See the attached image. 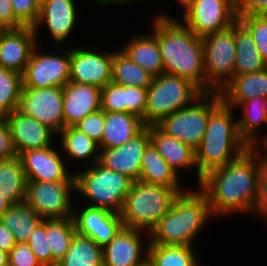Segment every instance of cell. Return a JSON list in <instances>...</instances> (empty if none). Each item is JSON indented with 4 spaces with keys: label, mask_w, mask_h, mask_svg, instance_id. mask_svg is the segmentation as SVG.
<instances>
[{
    "label": "cell",
    "mask_w": 267,
    "mask_h": 266,
    "mask_svg": "<svg viewBox=\"0 0 267 266\" xmlns=\"http://www.w3.org/2000/svg\"><path fill=\"white\" fill-rule=\"evenodd\" d=\"M261 166L258 156L248 148L235 160L202 177L197 187L207 196L214 219L237 213L251 215Z\"/></svg>",
    "instance_id": "1"
},
{
    "label": "cell",
    "mask_w": 267,
    "mask_h": 266,
    "mask_svg": "<svg viewBox=\"0 0 267 266\" xmlns=\"http://www.w3.org/2000/svg\"><path fill=\"white\" fill-rule=\"evenodd\" d=\"M174 16L162 12L151 18V32L157 39L164 73L187 79L205 93L202 37Z\"/></svg>",
    "instance_id": "2"
},
{
    "label": "cell",
    "mask_w": 267,
    "mask_h": 266,
    "mask_svg": "<svg viewBox=\"0 0 267 266\" xmlns=\"http://www.w3.org/2000/svg\"><path fill=\"white\" fill-rule=\"evenodd\" d=\"M193 189L189 187L175 198L170 209L150 232L149 244L195 245L197 235L202 233L209 219L214 217L207 196L199 188Z\"/></svg>",
    "instance_id": "3"
},
{
    "label": "cell",
    "mask_w": 267,
    "mask_h": 266,
    "mask_svg": "<svg viewBox=\"0 0 267 266\" xmlns=\"http://www.w3.org/2000/svg\"><path fill=\"white\" fill-rule=\"evenodd\" d=\"M234 110L221 101L210 112L204 136L195 149L197 173L201 177L235 160L249 148L239 135Z\"/></svg>",
    "instance_id": "4"
},
{
    "label": "cell",
    "mask_w": 267,
    "mask_h": 266,
    "mask_svg": "<svg viewBox=\"0 0 267 266\" xmlns=\"http://www.w3.org/2000/svg\"><path fill=\"white\" fill-rule=\"evenodd\" d=\"M75 170V196L87 199L85 202L83 200V205L120 213L133 180L104 167L99 162L89 167H82V170L79 168Z\"/></svg>",
    "instance_id": "5"
},
{
    "label": "cell",
    "mask_w": 267,
    "mask_h": 266,
    "mask_svg": "<svg viewBox=\"0 0 267 266\" xmlns=\"http://www.w3.org/2000/svg\"><path fill=\"white\" fill-rule=\"evenodd\" d=\"M178 195L172 188L140 180L133 182L119 213L123 227L150 234Z\"/></svg>",
    "instance_id": "6"
},
{
    "label": "cell",
    "mask_w": 267,
    "mask_h": 266,
    "mask_svg": "<svg viewBox=\"0 0 267 266\" xmlns=\"http://www.w3.org/2000/svg\"><path fill=\"white\" fill-rule=\"evenodd\" d=\"M203 92L191 81L163 73L153 77L147 88L145 126L158 124L163 118L186 108Z\"/></svg>",
    "instance_id": "7"
},
{
    "label": "cell",
    "mask_w": 267,
    "mask_h": 266,
    "mask_svg": "<svg viewBox=\"0 0 267 266\" xmlns=\"http://www.w3.org/2000/svg\"><path fill=\"white\" fill-rule=\"evenodd\" d=\"M221 101L219 92L203 93L191 105L163 118L156 126L195 150L204 136L210 112Z\"/></svg>",
    "instance_id": "8"
},
{
    "label": "cell",
    "mask_w": 267,
    "mask_h": 266,
    "mask_svg": "<svg viewBox=\"0 0 267 266\" xmlns=\"http://www.w3.org/2000/svg\"><path fill=\"white\" fill-rule=\"evenodd\" d=\"M204 47L205 93L220 92L235 76L236 45L234 24L202 37Z\"/></svg>",
    "instance_id": "9"
},
{
    "label": "cell",
    "mask_w": 267,
    "mask_h": 266,
    "mask_svg": "<svg viewBox=\"0 0 267 266\" xmlns=\"http://www.w3.org/2000/svg\"><path fill=\"white\" fill-rule=\"evenodd\" d=\"M54 47L55 53L45 52L37 44L22 74V88L64 87L70 81V47Z\"/></svg>",
    "instance_id": "10"
},
{
    "label": "cell",
    "mask_w": 267,
    "mask_h": 266,
    "mask_svg": "<svg viewBox=\"0 0 267 266\" xmlns=\"http://www.w3.org/2000/svg\"><path fill=\"white\" fill-rule=\"evenodd\" d=\"M75 181L43 182L27 180L24 202L42 219L72 217Z\"/></svg>",
    "instance_id": "11"
},
{
    "label": "cell",
    "mask_w": 267,
    "mask_h": 266,
    "mask_svg": "<svg viewBox=\"0 0 267 266\" xmlns=\"http://www.w3.org/2000/svg\"><path fill=\"white\" fill-rule=\"evenodd\" d=\"M179 7L180 21L199 37L223 31L238 20L234 0H186Z\"/></svg>",
    "instance_id": "12"
},
{
    "label": "cell",
    "mask_w": 267,
    "mask_h": 266,
    "mask_svg": "<svg viewBox=\"0 0 267 266\" xmlns=\"http://www.w3.org/2000/svg\"><path fill=\"white\" fill-rule=\"evenodd\" d=\"M16 110L37 119L57 135L64 129L63 87L22 88Z\"/></svg>",
    "instance_id": "13"
},
{
    "label": "cell",
    "mask_w": 267,
    "mask_h": 266,
    "mask_svg": "<svg viewBox=\"0 0 267 266\" xmlns=\"http://www.w3.org/2000/svg\"><path fill=\"white\" fill-rule=\"evenodd\" d=\"M85 46L70 48V81L103 88L112 82L113 51Z\"/></svg>",
    "instance_id": "14"
},
{
    "label": "cell",
    "mask_w": 267,
    "mask_h": 266,
    "mask_svg": "<svg viewBox=\"0 0 267 266\" xmlns=\"http://www.w3.org/2000/svg\"><path fill=\"white\" fill-rule=\"evenodd\" d=\"M75 0H48L40 6L39 17L34 31L39 43V31L45 26V32L53 41L54 46H66L65 42L74 35L79 25V9ZM55 42V43H54ZM64 44V45H63Z\"/></svg>",
    "instance_id": "15"
},
{
    "label": "cell",
    "mask_w": 267,
    "mask_h": 266,
    "mask_svg": "<svg viewBox=\"0 0 267 266\" xmlns=\"http://www.w3.org/2000/svg\"><path fill=\"white\" fill-rule=\"evenodd\" d=\"M58 146L57 144V149L54 145L24 151L19 155L27 180L43 182L75 181V170L70 171L73 166L67 165L66 159Z\"/></svg>",
    "instance_id": "16"
},
{
    "label": "cell",
    "mask_w": 267,
    "mask_h": 266,
    "mask_svg": "<svg viewBox=\"0 0 267 266\" xmlns=\"http://www.w3.org/2000/svg\"><path fill=\"white\" fill-rule=\"evenodd\" d=\"M149 242V233L122 227L117 235L102 247L103 266H141L148 259Z\"/></svg>",
    "instance_id": "17"
},
{
    "label": "cell",
    "mask_w": 267,
    "mask_h": 266,
    "mask_svg": "<svg viewBox=\"0 0 267 266\" xmlns=\"http://www.w3.org/2000/svg\"><path fill=\"white\" fill-rule=\"evenodd\" d=\"M81 207H76L74 203L72 218L76 233L91 238L99 246L104 247L122 229L118 213L88 205Z\"/></svg>",
    "instance_id": "18"
},
{
    "label": "cell",
    "mask_w": 267,
    "mask_h": 266,
    "mask_svg": "<svg viewBox=\"0 0 267 266\" xmlns=\"http://www.w3.org/2000/svg\"><path fill=\"white\" fill-rule=\"evenodd\" d=\"M150 143V126H146L125 144L110 149H100L98 162L112 171L126 175L134 182L138 181L141 160Z\"/></svg>",
    "instance_id": "19"
},
{
    "label": "cell",
    "mask_w": 267,
    "mask_h": 266,
    "mask_svg": "<svg viewBox=\"0 0 267 266\" xmlns=\"http://www.w3.org/2000/svg\"><path fill=\"white\" fill-rule=\"evenodd\" d=\"M9 125L13 148L19 156L24 151L56 145L57 135L37 119L17 110L5 116ZM55 140V141H54Z\"/></svg>",
    "instance_id": "20"
},
{
    "label": "cell",
    "mask_w": 267,
    "mask_h": 266,
    "mask_svg": "<svg viewBox=\"0 0 267 266\" xmlns=\"http://www.w3.org/2000/svg\"><path fill=\"white\" fill-rule=\"evenodd\" d=\"M37 44L33 27L5 29L0 35V67L23 74Z\"/></svg>",
    "instance_id": "21"
},
{
    "label": "cell",
    "mask_w": 267,
    "mask_h": 266,
    "mask_svg": "<svg viewBox=\"0 0 267 266\" xmlns=\"http://www.w3.org/2000/svg\"><path fill=\"white\" fill-rule=\"evenodd\" d=\"M101 109V88L69 81L63 87L64 128Z\"/></svg>",
    "instance_id": "22"
},
{
    "label": "cell",
    "mask_w": 267,
    "mask_h": 266,
    "mask_svg": "<svg viewBox=\"0 0 267 266\" xmlns=\"http://www.w3.org/2000/svg\"><path fill=\"white\" fill-rule=\"evenodd\" d=\"M147 88L124 86L109 82L101 88V109L105 112L131 113L145 125Z\"/></svg>",
    "instance_id": "23"
},
{
    "label": "cell",
    "mask_w": 267,
    "mask_h": 266,
    "mask_svg": "<svg viewBox=\"0 0 267 266\" xmlns=\"http://www.w3.org/2000/svg\"><path fill=\"white\" fill-rule=\"evenodd\" d=\"M150 138L158 153L179 176L182 169L189 170L192 168V171L195 168L197 183L200 184L202 177L197 173L195 150L190 145L166 135L156 125L150 126Z\"/></svg>",
    "instance_id": "24"
},
{
    "label": "cell",
    "mask_w": 267,
    "mask_h": 266,
    "mask_svg": "<svg viewBox=\"0 0 267 266\" xmlns=\"http://www.w3.org/2000/svg\"><path fill=\"white\" fill-rule=\"evenodd\" d=\"M222 101L236 110L248 99L267 98V67L250 74L235 75L219 92Z\"/></svg>",
    "instance_id": "25"
},
{
    "label": "cell",
    "mask_w": 267,
    "mask_h": 266,
    "mask_svg": "<svg viewBox=\"0 0 267 266\" xmlns=\"http://www.w3.org/2000/svg\"><path fill=\"white\" fill-rule=\"evenodd\" d=\"M181 178L158 153L155 146L150 143L141 160L139 180L145 183L172 188L180 194L189 188L188 185L185 187L181 183Z\"/></svg>",
    "instance_id": "26"
},
{
    "label": "cell",
    "mask_w": 267,
    "mask_h": 266,
    "mask_svg": "<svg viewBox=\"0 0 267 266\" xmlns=\"http://www.w3.org/2000/svg\"><path fill=\"white\" fill-rule=\"evenodd\" d=\"M57 138L67 165L75 161V164L82 162L81 166L89 167L99 161V144L74 126L65 127L57 134Z\"/></svg>",
    "instance_id": "27"
},
{
    "label": "cell",
    "mask_w": 267,
    "mask_h": 266,
    "mask_svg": "<svg viewBox=\"0 0 267 266\" xmlns=\"http://www.w3.org/2000/svg\"><path fill=\"white\" fill-rule=\"evenodd\" d=\"M136 34L124 42L120 49L153 77L163 74L164 66L155 35L147 31L146 34Z\"/></svg>",
    "instance_id": "28"
},
{
    "label": "cell",
    "mask_w": 267,
    "mask_h": 266,
    "mask_svg": "<svg viewBox=\"0 0 267 266\" xmlns=\"http://www.w3.org/2000/svg\"><path fill=\"white\" fill-rule=\"evenodd\" d=\"M146 126L142 119L131 113L105 112L104 133L100 149L121 146L134 138Z\"/></svg>",
    "instance_id": "29"
},
{
    "label": "cell",
    "mask_w": 267,
    "mask_h": 266,
    "mask_svg": "<svg viewBox=\"0 0 267 266\" xmlns=\"http://www.w3.org/2000/svg\"><path fill=\"white\" fill-rule=\"evenodd\" d=\"M237 107H242L241 115L237 117L239 135L250 147L261 137V133L267 131V98L248 99Z\"/></svg>",
    "instance_id": "30"
},
{
    "label": "cell",
    "mask_w": 267,
    "mask_h": 266,
    "mask_svg": "<svg viewBox=\"0 0 267 266\" xmlns=\"http://www.w3.org/2000/svg\"><path fill=\"white\" fill-rule=\"evenodd\" d=\"M236 45L235 75L250 74L267 67L249 30L237 20L234 23Z\"/></svg>",
    "instance_id": "31"
},
{
    "label": "cell",
    "mask_w": 267,
    "mask_h": 266,
    "mask_svg": "<svg viewBox=\"0 0 267 266\" xmlns=\"http://www.w3.org/2000/svg\"><path fill=\"white\" fill-rule=\"evenodd\" d=\"M0 220L13 233L16 243H26L43 219L30 206L22 202L11 204Z\"/></svg>",
    "instance_id": "32"
},
{
    "label": "cell",
    "mask_w": 267,
    "mask_h": 266,
    "mask_svg": "<svg viewBox=\"0 0 267 266\" xmlns=\"http://www.w3.org/2000/svg\"><path fill=\"white\" fill-rule=\"evenodd\" d=\"M27 179L19 156L0 161V192L11 203L24 202Z\"/></svg>",
    "instance_id": "33"
},
{
    "label": "cell",
    "mask_w": 267,
    "mask_h": 266,
    "mask_svg": "<svg viewBox=\"0 0 267 266\" xmlns=\"http://www.w3.org/2000/svg\"><path fill=\"white\" fill-rule=\"evenodd\" d=\"M113 51L112 82L124 86L148 88L153 76L133 62L120 48Z\"/></svg>",
    "instance_id": "34"
},
{
    "label": "cell",
    "mask_w": 267,
    "mask_h": 266,
    "mask_svg": "<svg viewBox=\"0 0 267 266\" xmlns=\"http://www.w3.org/2000/svg\"><path fill=\"white\" fill-rule=\"evenodd\" d=\"M56 266H103V249L91 238L76 233Z\"/></svg>",
    "instance_id": "35"
},
{
    "label": "cell",
    "mask_w": 267,
    "mask_h": 266,
    "mask_svg": "<svg viewBox=\"0 0 267 266\" xmlns=\"http://www.w3.org/2000/svg\"><path fill=\"white\" fill-rule=\"evenodd\" d=\"M195 248L149 244L147 260L152 266H200Z\"/></svg>",
    "instance_id": "36"
},
{
    "label": "cell",
    "mask_w": 267,
    "mask_h": 266,
    "mask_svg": "<svg viewBox=\"0 0 267 266\" xmlns=\"http://www.w3.org/2000/svg\"><path fill=\"white\" fill-rule=\"evenodd\" d=\"M75 234V224L72 217L47 219V240L52 254V266H56L64 257Z\"/></svg>",
    "instance_id": "37"
},
{
    "label": "cell",
    "mask_w": 267,
    "mask_h": 266,
    "mask_svg": "<svg viewBox=\"0 0 267 266\" xmlns=\"http://www.w3.org/2000/svg\"><path fill=\"white\" fill-rule=\"evenodd\" d=\"M22 87L21 73L0 67V117L16 110Z\"/></svg>",
    "instance_id": "38"
},
{
    "label": "cell",
    "mask_w": 267,
    "mask_h": 266,
    "mask_svg": "<svg viewBox=\"0 0 267 266\" xmlns=\"http://www.w3.org/2000/svg\"><path fill=\"white\" fill-rule=\"evenodd\" d=\"M237 18L251 33L261 57L267 64V17L265 15H242Z\"/></svg>",
    "instance_id": "39"
},
{
    "label": "cell",
    "mask_w": 267,
    "mask_h": 266,
    "mask_svg": "<svg viewBox=\"0 0 267 266\" xmlns=\"http://www.w3.org/2000/svg\"><path fill=\"white\" fill-rule=\"evenodd\" d=\"M42 266H52V254L47 240V219H43L26 242Z\"/></svg>",
    "instance_id": "40"
},
{
    "label": "cell",
    "mask_w": 267,
    "mask_h": 266,
    "mask_svg": "<svg viewBox=\"0 0 267 266\" xmlns=\"http://www.w3.org/2000/svg\"><path fill=\"white\" fill-rule=\"evenodd\" d=\"M105 111L102 109L87 115L74 125L80 132L100 144L104 133Z\"/></svg>",
    "instance_id": "41"
},
{
    "label": "cell",
    "mask_w": 267,
    "mask_h": 266,
    "mask_svg": "<svg viewBox=\"0 0 267 266\" xmlns=\"http://www.w3.org/2000/svg\"><path fill=\"white\" fill-rule=\"evenodd\" d=\"M15 18L24 27H34L38 17L40 6L35 0H11Z\"/></svg>",
    "instance_id": "42"
},
{
    "label": "cell",
    "mask_w": 267,
    "mask_h": 266,
    "mask_svg": "<svg viewBox=\"0 0 267 266\" xmlns=\"http://www.w3.org/2000/svg\"><path fill=\"white\" fill-rule=\"evenodd\" d=\"M8 266H42L27 243H16L10 250Z\"/></svg>",
    "instance_id": "43"
},
{
    "label": "cell",
    "mask_w": 267,
    "mask_h": 266,
    "mask_svg": "<svg viewBox=\"0 0 267 266\" xmlns=\"http://www.w3.org/2000/svg\"><path fill=\"white\" fill-rule=\"evenodd\" d=\"M251 216L267 222V165L265 164H262L260 169L258 193Z\"/></svg>",
    "instance_id": "44"
},
{
    "label": "cell",
    "mask_w": 267,
    "mask_h": 266,
    "mask_svg": "<svg viewBox=\"0 0 267 266\" xmlns=\"http://www.w3.org/2000/svg\"><path fill=\"white\" fill-rule=\"evenodd\" d=\"M237 16L266 15L267 0H234Z\"/></svg>",
    "instance_id": "45"
},
{
    "label": "cell",
    "mask_w": 267,
    "mask_h": 266,
    "mask_svg": "<svg viewBox=\"0 0 267 266\" xmlns=\"http://www.w3.org/2000/svg\"><path fill=\"white\" fill-rule=\"evenodd\" d=\"M17 156L12 143L9 125L5 117H0V161Z\"/></svg>",
    "instance_id": "46"
},
{
    "label": "cell",
    "mask_w": 267,
    "mask_h": 266,
    "mask_svg": "<svg viewBox=\"0 0 267 266\" xmlns=\"http://www.w3.org/2000/svg\"><path fill=\"white\" fill-rule=\"evenodd\" d=\"M0 24L5 29H19L24 27L15 18L11 0H0Z\"/></svg>",
    "instance_id": "47"
},
{
    "label": "cell",
    "mask_w": 267,
    "mask_h": 266,
    "mask_svg": "<svg viewBox=\"0 0 267 266\" xmlns=\"http://www.w3.org/2000/svg\"><path fill=\"white\" fill-rule=\"evenodd\" d=\"M15 245L13 233L0 220V250L9 253Z\"/></svg>",
    "instance_id": "48"
},
{
    "label": "cell",
    "mask_w": 267,
    "mask_h": 266,
    "mask_svg": "<svg viewBox=\"0 0 267 266\" xmlns=\"http://www.w3.org/2000/svg\"><path fill=\"white\" fill-rule=\"evenodd\" d=\"M252 151L258 156L259 161L262 164L267 165V133L261 135V137L255 141L250 147ZM264 149V150H263Z\"/></svg>",
    "instance_id": "49"
},
{
    "label": "cell",
    "mask_w": 267,
    "mask_h": 266,
    "mask_svg": "<svg viewBox=\"0 0 267 266\" xmlns=\"http://www.w3.org/2000/svg\"><path fill=\"white\" fill-rule=\"evenodd\" d=\"M137 1L138 0L136 1L135 0H92L91 2L97 3L96 6L101 5L102 7L103 6L105 7V5L107 7L111 5H114V6L118 5L119 7L127 5V7H130L128 5L135 4L137 3Z\"/></svg>",
    "instance_id": "50"
},
{
    "label": "cell",
    "mask_w": 267,
    "mask_h": 266,
    "mask_svg": "<svg viewBox=\"0 0 267 266\" xmlns=\"http://www.w3.org/2000/svg\"><path fill=\"white\" fill-rule=\"evenodd\" d=\"M11 203L0 192V217L8 209Z\"/></svg>",
    "instance_id": "51"
},
{
    "label": "cell",
    "mask_w": 267,
    "mask_h": 266,
    "mask_svg": "<svg viewBox=\"0 0 267 266\" xmlns=\"http://www.w3.org/2000/svg\"><path fill=\"white\" fill-rule=\"evenodd\" d=\"M9 253L0 250V266H8Z\"/></svg>",
    "instance_id": "52"
},
{
    "label": "cell",
    "mask_w": 267,
    "mask_h": 266,
    "mask_svg": "<svg viewBox=\"0 0 267 266\" xmlns=\"http://www.w3.org/2000/svg\"><path fill=\"white\" fill-rule=\"evenodd\" d=\"M186 0H175L174 3H178V7L181 6Z\"/></svg>",
    "instance_id": "53"
},
{
    "label": "cell",
    "mask_w": 267,
    "mask_h": 266,
    "mask_svg": "<svg viewBox=\"0 0 267 266\" xmlns=\"http://www.w3.org/2000/svg\"><path fill=\"white\" fill-rule=\"evenodd\" d=\"M39 6H41L43 3L47 2L48 0H35Z\"/></svg>",
    "instance_id": "54"
},
{
    "label": "cell",
    "mask_w": 267,
    "mask_h": 266,
    "mask_svg": "<svg viewBox=\"0 0 267 266\" xmlns=\"http://www.w3.org/2000/svg\"><path fill=\"white\" fill-rule=\"evenodd\" d=\"M141 266H152L149 261L147 260L144 264H142Z\"/></svg>",
    "instance_id": "55"
},
{
    "label": "cell",
    "mask_w": 267,
    "mask_h": 266,
    "mask_svg": "<svg viewBox=\"0 0 267 266\" xmlns=\"http://www.w3.org/2000/svg\"><path fill=\"white\" fill-rule=\"evenodd\" d=\"M5 30V28L0 24V35Z\"/></svg>",
    "instance_id": "56"
}]
</instances>
